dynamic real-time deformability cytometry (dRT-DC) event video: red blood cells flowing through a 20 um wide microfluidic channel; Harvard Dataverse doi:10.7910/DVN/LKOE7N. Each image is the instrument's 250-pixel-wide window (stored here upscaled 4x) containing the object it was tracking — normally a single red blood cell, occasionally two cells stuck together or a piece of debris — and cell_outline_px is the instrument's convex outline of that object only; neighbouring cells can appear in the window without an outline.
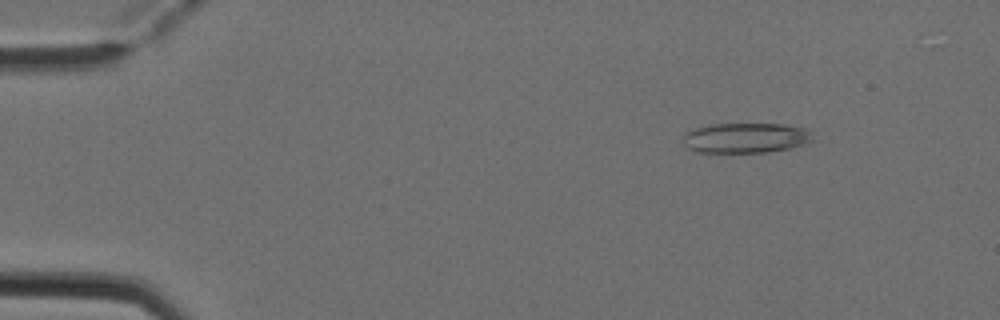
{"species": "Egyptian fruit bat (a non-hibernating species)", "species_latin": "Rousettus aegyptiacus", "temperature_condition": "cold", "stored_images_in_passage": 5, "camera_frame_rate_fps": 3000, "um_per_image_px": 0.085, "animal": {"sex": "female"}, "frame": {"image": 1, "passage_image": 2, "time_ms": 0.333, "image_size_px": [1000, 320], "cell_outline_px": [[820, 140], [792, 148], [768, 152], [696, 152], [688, 148], [684, 144], [680, 136], [696, 128], [712, 124], [784, 124], [804, 128]], "centroid_in_image_um": [63.45, 11.73], "position_along_channel_um": 21.6, "area_um2": 23.12}}